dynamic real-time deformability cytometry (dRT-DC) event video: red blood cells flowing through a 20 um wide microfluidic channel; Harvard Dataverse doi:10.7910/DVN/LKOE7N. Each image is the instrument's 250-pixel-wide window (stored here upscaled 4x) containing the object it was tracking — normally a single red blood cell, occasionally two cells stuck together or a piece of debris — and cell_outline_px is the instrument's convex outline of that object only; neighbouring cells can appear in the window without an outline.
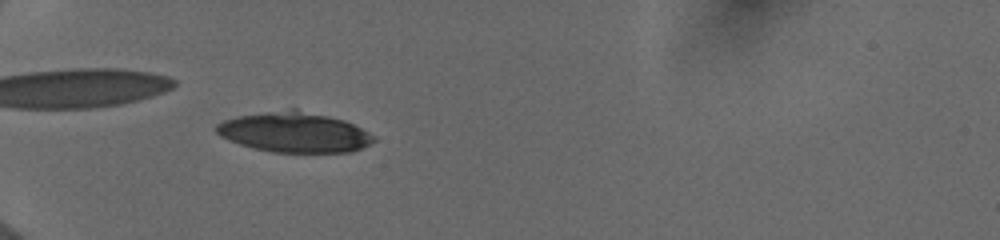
{"species": "human", "species_latin": "Homo sapiens", "temperature_condition": "cold", "stored_images_in_passage": 55, "camera_frame_rate_fps": 3000, "um_per_image_px": 0.085, "donor": {"sex": "female"}, "frame": {"image": 1, "passage_image": 21, "time_ms": 6.667, "image_size_px": [1000, 240], "cell_outline_px": [[376, 140], [352, 152], [272, 152], [240, 144], [228, 140], [220, 136], [216, 132], [216, 124], [224, 120], [236, 116], [292, 108], [296, 108], [344, 120], [376, 136]], "centroid_in_image_um": [25.01, 11.23], "position_along_channel_um": 60.0, "area_um2": 36.7}}
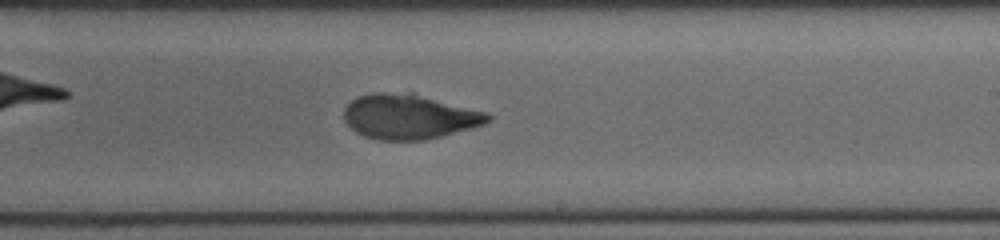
{"frame": {"image": 2, "passage_image": 37, "time_ms": 12.0, "image_size_px": [1000, 240], "cell_outline_px": [[492, 120], [484, 124], [472, 128], [424, 140], [380, 140], [364, 136], [356, 132], [344, 120], [344, 108], [356, 96], [376, 92], [412, 92], [488, 112], [492, 116]], "centroid_in_image_um": [34.8, 9.89], "position_along_channel_um": 254.2, "area_um2": 37.92}}
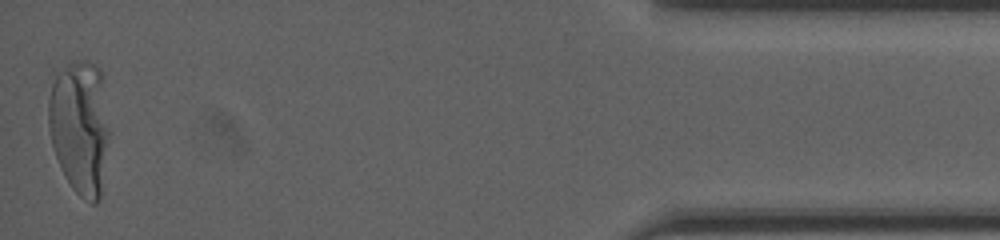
{"frame": {"image": 3, "passage_image": 55, "time_ms": 18.0, "image_size_px": [1000, 240], "cell_outline_px": [[108, 136], [100, 196], [96, 204], [92, 204], [84, 200], [72, 188], [60, 168], [52, 144], [48, 128], [48, 100], [52, 68], [68, 60], [88, 60], [100, 68], [108, 132]], "centroid_in_image_um": [6.71, 10.67], "position_along_channel_um": 428.5, "area_um2": 48.32}, "authors_computed_cell_mechanics": {"area_um2": 37.3966, "velocity_mm_per_s": 4.0115, "shape_relaxation_time_tau1_ms": 4.2342, "shape_relaxation_time_tau2_ms": 1.3918, "deformation_change_tau1": 0.1596, "deformation_change_tau2": 0.0667}}